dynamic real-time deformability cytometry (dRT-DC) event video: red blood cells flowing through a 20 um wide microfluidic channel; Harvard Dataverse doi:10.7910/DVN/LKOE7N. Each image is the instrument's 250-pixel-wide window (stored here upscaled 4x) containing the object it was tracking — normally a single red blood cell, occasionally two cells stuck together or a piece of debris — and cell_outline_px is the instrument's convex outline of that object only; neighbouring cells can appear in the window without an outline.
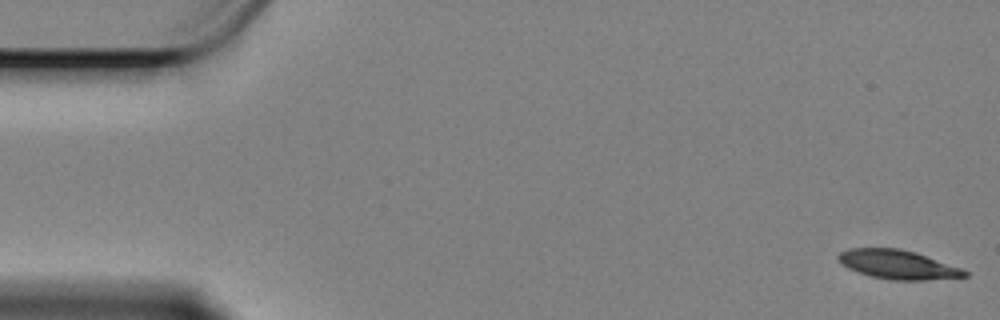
{"species": "Egyptian fruit bat (a non-hibernating species)", "species_latin": "Rousettus aegyptiacus", "temperature_condition": "cold", "stored_images_in_passage": 58, "camera_frame_rate_fps": 3000, "um_per_image_px": 0.085, "animal": {"sex": "female"}, "frame": {"image": 1, "passage_image": 1, "time_ms": 0.0, "image_size_px": [1000, 320], "cell_outline_px": [[968, 276], [924, 280], [892, 280], [868, 276], [848, 268], [840, 264], [836, 256], [840, 252], [848, 248], [900, 248], [916, 252], [960, 268], [968, 272]], "centroid_in_image_um": [76.25, 22.48], "position_along_channel_um": 8.7, "area_um2": 21.39}}
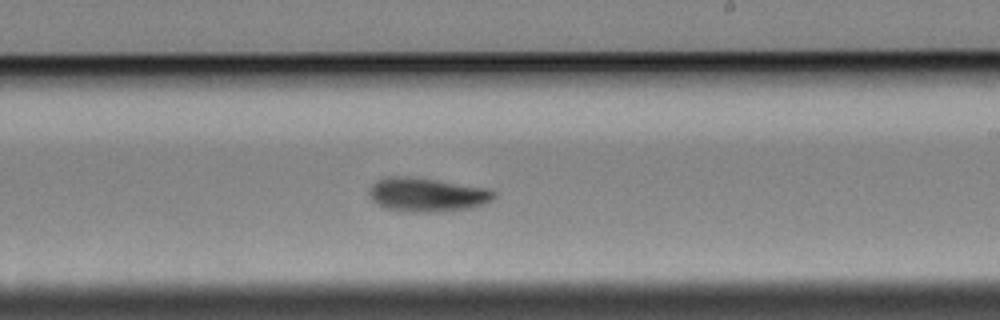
{"frame": {"image": 2, "passage_image": 34, "time_ms": 11.0, "image_size_px": [1000, 320], "cell_outline_px": [[496, 196], [492, 200], [476, 208], [444, 212], [404, 212], [384, 208], [376, 204], [368, 196], [368, 192], [372, 184], [376, 180], [384, 176], [408, 176], [436, 180], [488, 188], [496, 192]], "centroid_in_image_um": [36.28, 16.57], "position_along_channel_um": 252.7, "area_um2": 25.32}}
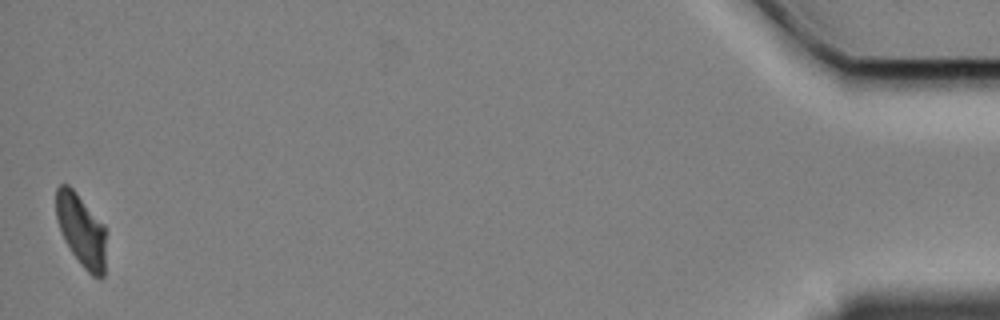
{"frame": {"image": 3, "passage_image": 58, "time_ms": 19.0, "image_size_px": [1000, 320], "cell_outline_px": [[104, 276], [100, 280], [92, 276], [80, 264], [64, 240], [56, 216], [56, 188], [60, 184], [68, 184], [76, 192], [104, 224]], "centroid_in_image_um": [6.89, 19.57], "position_along_channel_um": 428.3, "area_um2": 20.87}, "authors_computed_cell_mechanics": {"area_um2": 23.1778, "velocity_mm_per_s": 3.3566, "shape_relaxation_time_tau1_ms": 5.1593, "shape_relaxation_time_tau2_ms": null, "deformation_change_tau1": 0.1478, "deformation_change_tau2": null}}